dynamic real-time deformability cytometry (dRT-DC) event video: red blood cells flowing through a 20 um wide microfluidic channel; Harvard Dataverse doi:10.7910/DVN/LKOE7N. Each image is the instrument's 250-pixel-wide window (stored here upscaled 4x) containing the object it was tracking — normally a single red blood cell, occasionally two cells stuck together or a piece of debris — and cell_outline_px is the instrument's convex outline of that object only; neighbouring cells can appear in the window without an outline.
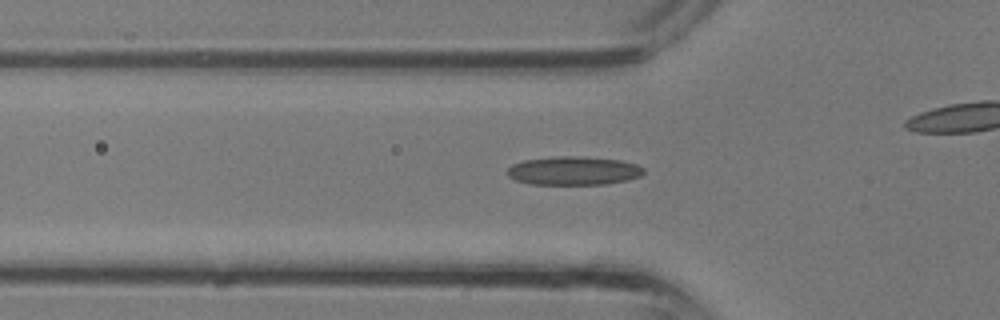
{"species": "common noctule bat (a hibernating species)", "species_latin": "Nyctalus noctula", "temperature_condition": "room temperature", "stored_images_in_passage": 28, "camera_frame_rate_fps": 3000, "um_per_image_px": 0.085, "animal": {"sex": "male", "body_mass_g": 13.3}, "frame": {"image": 1, "passage_image": 11, "time_ms": 3.333, "image_size_px": [1000, 320], "cell_outline_px": [[644, 172], [640, 176], [628, 180], [604, 184], [532, 184], [516, 180], [508, 176], [508, 168], [512, 164], [524, 160], [556, 156], [584, 156], [620, 160], [636, 164], [644, 168]], "centroid_in_image_um": [48.77, 14.5], "position_along_channel_um": 77.0, "area_um2": 22.72}}
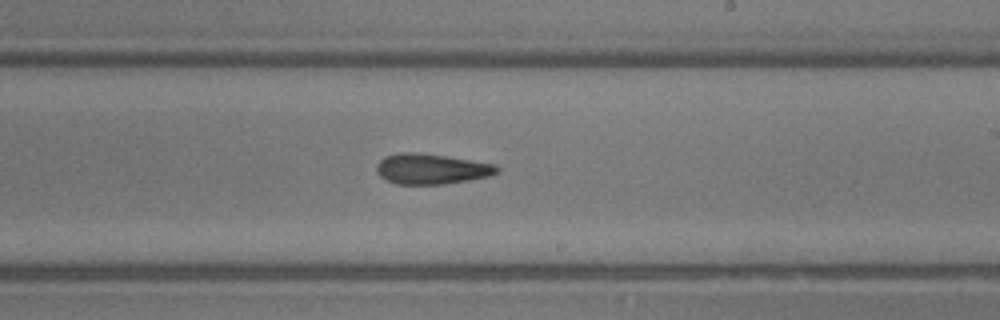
{"frame": {"image": 2, "passage_image": 20, "time_ms": 6.333, "image_size_px": [1000, 320], "cell_outline_px": [[500, 168], [492, 176], [444, 184], [396, 184], [380, 176], [376, 172], [376, 164], [384, 156], [400, 152], [416, 152], [448, 156], [496, 164]], "centroid_in_image_um": [36.67, 14.35], "position_along_channel_um": 252.3, "area_um2": 21.5}}
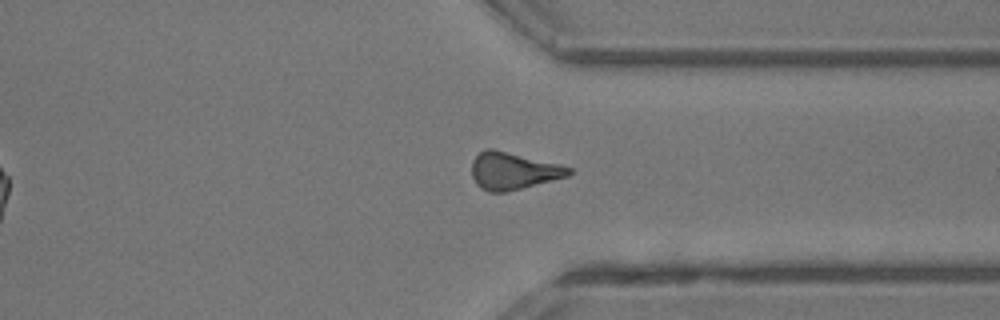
{"frame": {"image": 3, "passage_image": 26, "time_ms": 8.333, "image_size_px": [1000, 320], "cell_outline_px": [[572, 172], [568, 176], [504, 192], [488, 192], [480, 188], [476, 184], [472, 176], [472, 160], [484, 148], [492, 148], [560, 164], [572, 168]], "centroid_in_image_um": [43.59, 14.51], "position_along_channel_um": 367.8, "area_um2": 20.92}}